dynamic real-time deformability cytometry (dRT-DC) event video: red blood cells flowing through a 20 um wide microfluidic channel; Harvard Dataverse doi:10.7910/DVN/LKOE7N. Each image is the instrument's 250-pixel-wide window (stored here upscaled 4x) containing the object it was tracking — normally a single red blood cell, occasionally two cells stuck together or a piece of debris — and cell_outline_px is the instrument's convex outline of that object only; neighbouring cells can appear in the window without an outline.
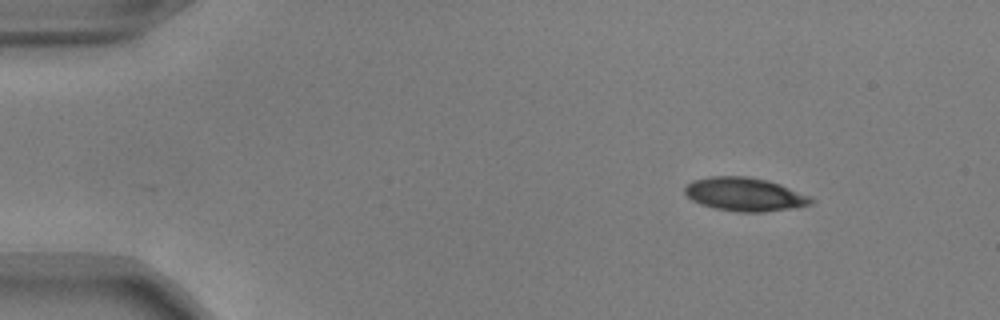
{"species": "common noctule bat (a hibernating species)", "species_latin": "Nyctalus noctula", "temperature_condition": "warm", "stored_images_in_passage": 47, "camera_frame_rate_fps": 3000, "um_per_image_px": 0.085, "animal": {"sex": "male", "body_mass_g": 17.9, "forearm_length_mm": 54.2}, "frame": {"image": 1, "passage_image": 1, "time_ms": 0.0, "image_size_px": [1000, 320], "cell_outline_px": [[816, 200], [812, 204], [792, 208], [764, 212], [736, 212], [716, 208], [700, 204], [692, 200], [684, 192], [684, 188], [692, 180], [712, 176], [744, 176], [768, 180], [780, 184], [812, 196]], "centroid_in_image_um": [63.34, 16.52], "position_along_channel_um": 21.7, "area_um2": 24.8}}
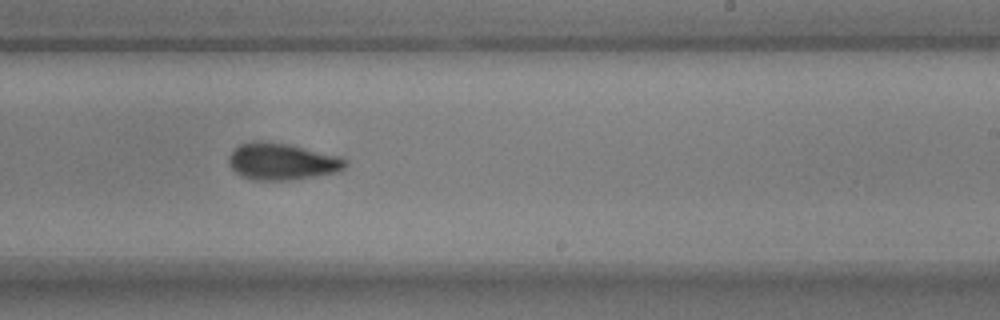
{"frame": {"image": 2, "passage_image": 27, "time_ms": 8.667, "image_size_px": [1000, 320], "cell_outline_px": [[348, 164], [340, 172], [292, 180], [252, 180], [240, 176], [228, 164], [228, 156], [240, 144], [256, 140], [268, 140], [288, 144], [340, 156], [348, 160]], "centroid_in_image_um": [23.98, 13.73], "position_along_channel_um": 265.0, "area_um2": 25.37}}
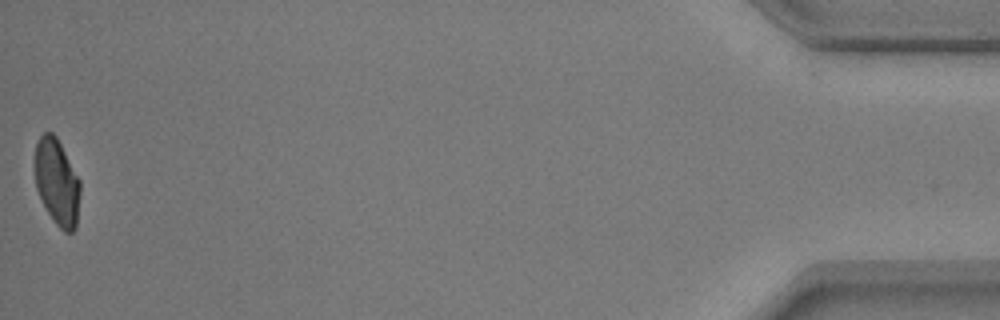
{"frame": {"image": 3, "passage_image": 47, "time_ms": 15.333, "image_size_px": [1000, 320], "cell_outline_px": [[80, 196], [76, 228], [72, 232], [64, 232], [56, 224], [48, 212], [36, 188], [36, 144], [40, 136], [44, 132], [52, 132], [56, 136], [80, 180]], "centroid_in_image_um": [4.87, 15.5], "position_along_channel_um": 430.3, "area_um2": 22.48}, "authors_computed_cell_mechanics": {"area_um2": 24.7962, "velocity_mm_per_s": 3.8266, "shape_relaxation_time_tau1_ms": 2.8272, "shape_relaxation_time_tau2_ms": 1.4035, "deformation_change_tau1": 0.1279, "deformation_change_tau2": 0.0584}}